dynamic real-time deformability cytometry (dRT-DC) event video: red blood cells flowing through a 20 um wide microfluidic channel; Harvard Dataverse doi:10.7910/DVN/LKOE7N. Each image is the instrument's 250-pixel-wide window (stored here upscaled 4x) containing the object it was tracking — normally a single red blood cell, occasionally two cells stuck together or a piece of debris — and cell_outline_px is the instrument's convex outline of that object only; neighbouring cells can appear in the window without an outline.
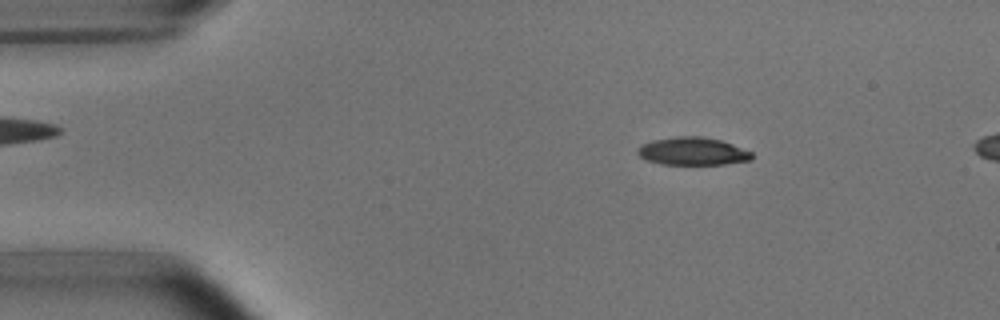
{"species": "common noctule bat (a hibernating species)", "species_latin": "Nyctalus noctula", "temperature_condition": "room temperature", "stored_images_in_passage": 5, "segment_of_instrument_passage": [1, 2], "camera_frame_rate_fps": 3000, "um_per_image_px": 0.085, "animal": {"sex": "male", "body_mass_g": 15.6}, "frame": {"image": 1, "passage_image": 2, "time_ms": 1.333, "image_size_px": [1000, 320], "cell_outline_px": [[752, 160], [724, 164], [660, 164], [644, 160], [636, 152], [636, 148], [640, 144], [652, 140], [676, 136], [700, 136], [720, 140], [732, 144], [752, 152]], "centroid_in_image_um": [58.81, 12.85], "position_along_channel_um": 26.2, "area_um2": 18.67}}